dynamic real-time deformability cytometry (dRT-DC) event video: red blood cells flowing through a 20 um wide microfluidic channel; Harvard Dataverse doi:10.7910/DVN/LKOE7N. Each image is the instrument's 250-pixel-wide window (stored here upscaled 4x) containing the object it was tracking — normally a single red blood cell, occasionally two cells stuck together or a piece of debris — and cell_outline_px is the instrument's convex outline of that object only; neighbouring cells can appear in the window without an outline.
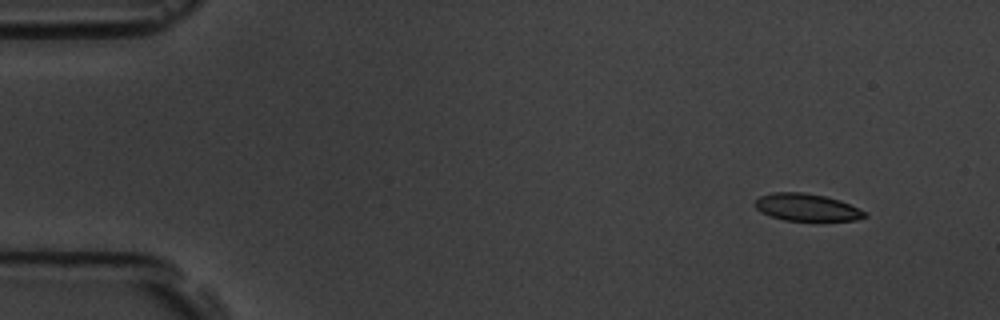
{"species": "common noctule bat (a hibernating species)", "species_latin": "Nyctalus noctula", "temperature_condition": "room temperature", "stored_images_in_passage": 6, "camera_frame_rate_fps": 3000, "um_per_image_px": 0.085, "animal": {"sex": "male", "body_mass_g": 19.5, "forearm_length_mm": 54.6}, "frame": {"image": 1, "passage_image": 6, "time_ms": 6.333, "image_size_px": [1000, 320], "cell_outline_px": [[868, 216], [856, 220], [784, 220], [772, 216], [756, 208], [752, 204], [760, 196], [772, 192], [804, 192], [824, 196], [840, 200], [864, 212]], "centroid_in_image_um": [68.53, 17.61], "position_along_channel_um": 16.5, "area_um2": 17.11}}